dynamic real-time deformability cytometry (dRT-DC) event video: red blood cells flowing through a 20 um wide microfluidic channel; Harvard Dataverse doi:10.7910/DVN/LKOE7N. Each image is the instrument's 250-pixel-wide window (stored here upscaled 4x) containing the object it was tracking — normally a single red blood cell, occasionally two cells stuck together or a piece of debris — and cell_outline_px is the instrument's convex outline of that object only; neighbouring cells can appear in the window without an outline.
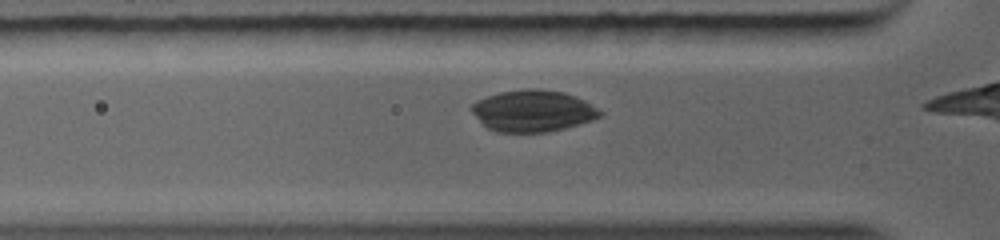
{"species": "common noctule bat (a hibernating species)", "species_latin": "Nyctalus noctula", "temperature_condition": "warm", "stored_images_in_passage": 7, "camera_frame_rate_fps": 5000, "um_per_image_px": 0.085, "animal": {"sex": "female", "body_mass_g": 19.0, "forearm_length_mm": 56.7}, "frame": {"image": 1, "passage_image": 3, "time_ms": 1.0, "image_size_px": [1000, 240], "cell_outline_px": [[604, 112], [600, 116], [592, 120], [580, 124], [548, 132], [496, 132], [488, 128], [468, 108], [476, 100], [500, 92], [524, 88], [540, 88], [564, 92], [576, 96], [584, 100]], "centroid_in_image_um": [45.3, 9.41], "position_along_channel_um": 80.5, "area_um2": 31.27}}
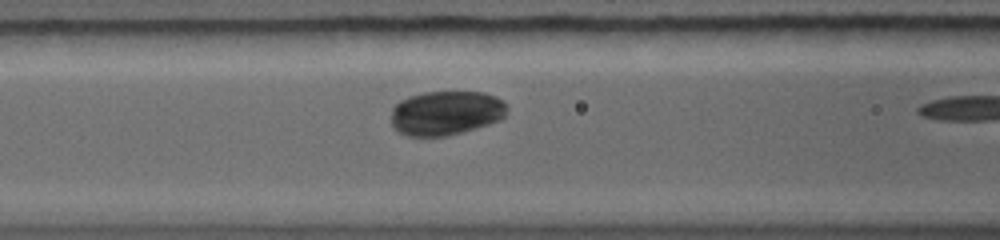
{"frame": {"image": 2, "passage_image": 5, "time_ms": 2.0, "image_size_px": [1000, 240], "cell_outline_px": [[508, 108], [504, 116], [500, 120], [476, 128], [448, 136], [404, 136], [392, 128], [392, 108], [400, 100], [408, 96], [424, 92], [484, 92], [500, 100]], "centroid_in_image_um": [37.86, 9.61], "position_along_channel_um": 128.7, "area_um2": 30.0}}